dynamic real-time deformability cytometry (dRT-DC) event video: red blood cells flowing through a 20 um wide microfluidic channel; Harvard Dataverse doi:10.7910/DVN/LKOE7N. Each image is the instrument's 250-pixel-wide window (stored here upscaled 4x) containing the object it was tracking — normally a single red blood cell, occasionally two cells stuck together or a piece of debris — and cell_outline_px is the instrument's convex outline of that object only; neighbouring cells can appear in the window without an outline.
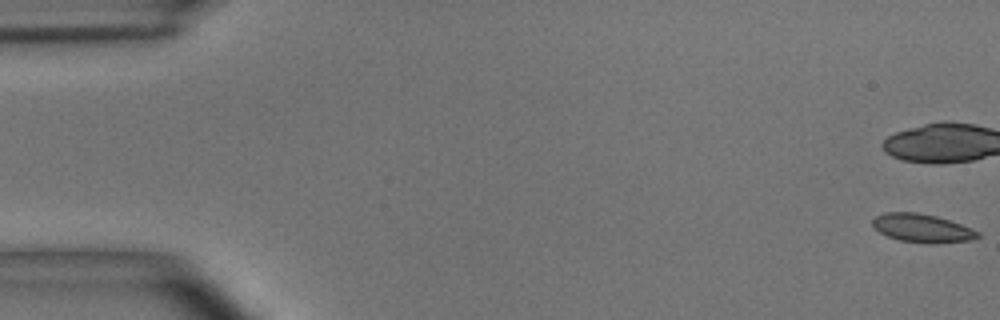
{"species": "common noctule bat (a hibernating species)", "species_latin": "Nyctalus noctula", "temperature_condition": "room temperature", "stored_images_in_passage": 6, "camera_frame_rate_fps": 3000, "um_per_image_px": 0.085, "animal": {"sex": "male", "body_mass_g": 15.6}, "frame": {"image": 1, "passage_image": 1, "time_ms": 0.0, "image_size_px": [1000, 320], "cell_outline_px": [[980, 236], [972, 240], [900, 240], [888, 236], [880, 232], [872, 224], [872, 220], [876, 216], [884, 212], [916, 212], [936, 216], [960, 224], [980, 232]], "centroid_in_image_um": [78.32, 19.32], "position_along_channel_um": 6.7, "area_um2": 16.24}}